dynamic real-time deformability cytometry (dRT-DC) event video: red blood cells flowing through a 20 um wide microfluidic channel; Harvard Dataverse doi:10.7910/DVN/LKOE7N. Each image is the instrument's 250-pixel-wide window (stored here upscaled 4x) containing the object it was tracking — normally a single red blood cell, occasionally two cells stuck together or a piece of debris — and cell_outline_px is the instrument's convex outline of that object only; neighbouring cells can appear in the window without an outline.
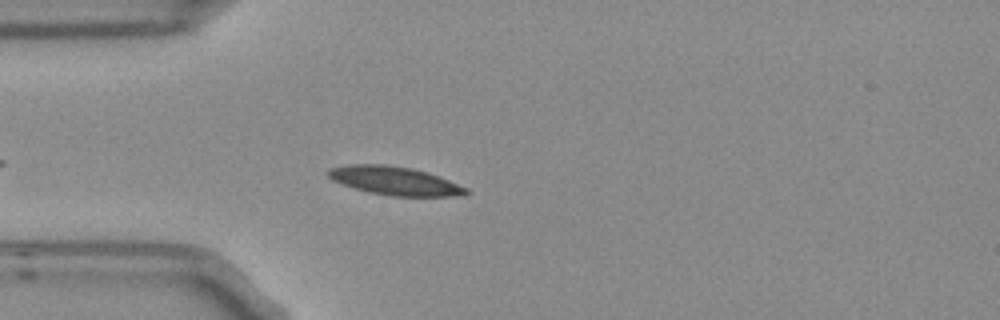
{"species": "Egyptian fruit bat (a non-hibernating species)", "species_latin": "Rousettus aegyptiacus", "temperature_condition": "room temperature", "stored_images_in_passage": 5, "camera_frame_rate_fps": 3000, "um_per_image_px": 0.085, "frame": {"image": 1, "passage_image": 5, "time_ms": 1.333, "image_size_px": [1000, 320], "cell_outline_px": [[472, 192], [464, 196], [388, 196], [368, 192], [332, 180], [324, 172], [328, 168], [348, 164], [388, 164], [412, 168], [428, 172], [468, 188]], "centroid_in_image_um": [33.56, 15.36], "position_along_channel_um": 51.4, "area_um2": 23.18}}